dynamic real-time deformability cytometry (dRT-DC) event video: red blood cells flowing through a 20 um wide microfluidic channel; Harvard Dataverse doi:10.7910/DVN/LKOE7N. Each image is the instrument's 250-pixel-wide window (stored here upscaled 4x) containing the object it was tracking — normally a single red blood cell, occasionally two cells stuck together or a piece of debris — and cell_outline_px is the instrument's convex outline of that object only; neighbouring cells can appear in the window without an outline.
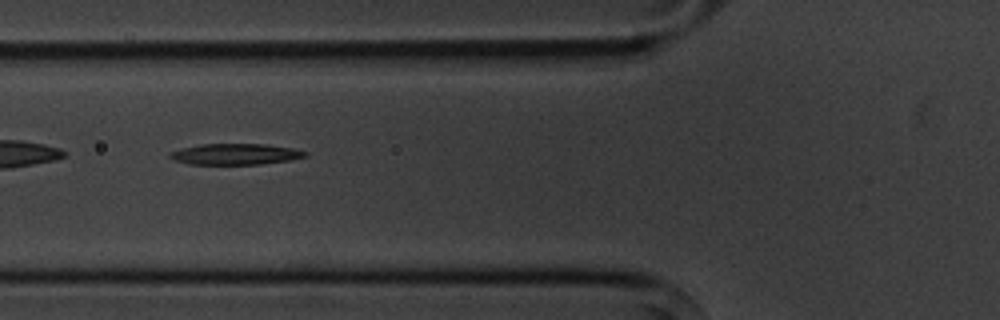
{"species": "common noctule bat (a hibernating species)", "species_latin": "Nyctalus noctula", "temperature_condition": "cold", "stored_images_in_passage": 7, "camera_frame_rate_fps": 3000, "um_per_image_px": 0.085, "animal": {"sex": "male", "body_mass_g": 20.1, "forearm_length_mm": 53.5}, "frame": {"image": 1, "passage_image": 7, "time_ms": 7.0, "image_size_px": [1000, 320], "cell_outline_px": [[308, 156], [288, 160], [260, 164], [188, 164], [172, 160], [168, 156], [172, 152], [180, 148], [200, 144], [264, 144], [292, 148], [308, 152]], "centroid_in_image_um": [19.98, 13.1], "position_along_channel_um": 105.8, "area_um2": 16.53}}